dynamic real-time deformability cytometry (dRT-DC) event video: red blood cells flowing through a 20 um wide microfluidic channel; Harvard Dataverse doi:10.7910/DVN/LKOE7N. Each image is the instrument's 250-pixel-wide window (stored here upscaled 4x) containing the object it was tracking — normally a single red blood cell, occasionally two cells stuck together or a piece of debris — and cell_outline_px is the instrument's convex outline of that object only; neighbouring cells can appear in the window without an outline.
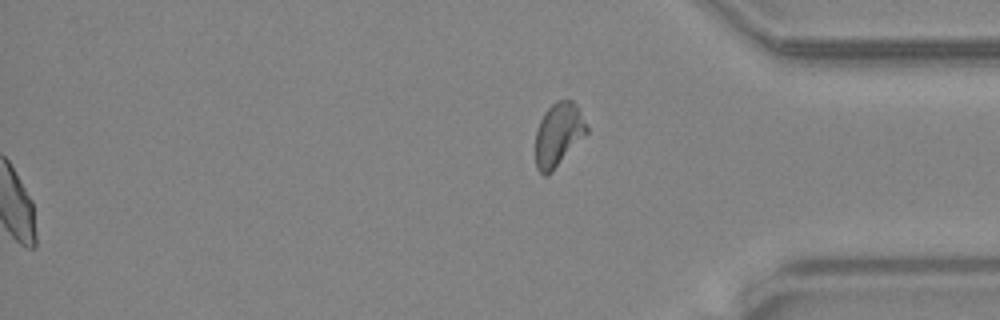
{"species": "common noctule bat (a hibernating species)", "species_latin": "Nyctalus noctula", "temperature_condition": "warm", "stored_images_in_passage": 49, "segment_of_instrument_passage": [2, 2], "camera_frame_rate_fps": 3000, "um_per_image_px": 0.085, "animal": {"sex": "female", "body_mass_g": 24.6, "forearm_length_mm": 56.2}, "frame": {"image": 1, "passage_image": 49, "time_ms": 16.0, "image_size_px": [1000, 320], "cell_outline_px": [[588, 132], [552, 172], [544, 176], [536, 168], [536, 132], [540, 120], [544, 112], [556, 100], [572, 100], [576, 104], [588, 128]], "centroid_in_image_um": [47.45, 11.43], "position_along_channel_um": 387.7, "area_um2": 18.79}}